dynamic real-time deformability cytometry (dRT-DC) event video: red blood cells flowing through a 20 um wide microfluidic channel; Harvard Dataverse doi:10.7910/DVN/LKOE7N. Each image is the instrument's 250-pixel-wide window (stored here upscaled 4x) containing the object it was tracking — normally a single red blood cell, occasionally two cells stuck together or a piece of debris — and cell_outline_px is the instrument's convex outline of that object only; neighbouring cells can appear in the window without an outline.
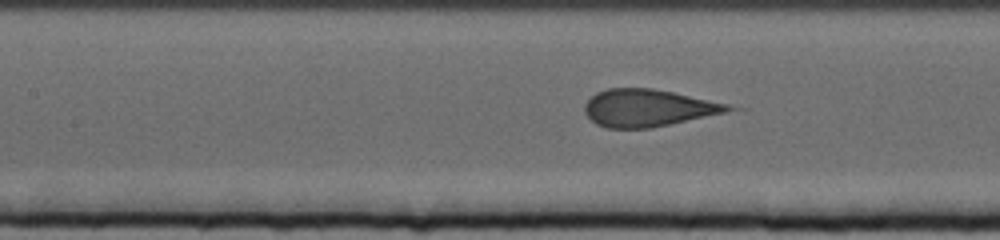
{"species": "human", "species_latin": "Homo sapiens", "temperature_condition": "cold", "stored_images_in_passage": 16, "camera_frame_rate_fps": 3000, "um_per_image_px": 0.085, "donor": {"sex": "female"}, "frame": {"image": 1, "passage_image": 8, "time_ms": 2.333, "image_size_px": [1000, 240], "cell_outline_px": [[748, 108], [652, 128], [608, 128], [596, 124], [584, 112], [584, 104], [596, 92], [608, 88], [652, 88], [672, 92]], "centroid_in_image_um": [55.17, 9.18], "position_along_channel_um": 152.2, "area_um2": 31.5}}
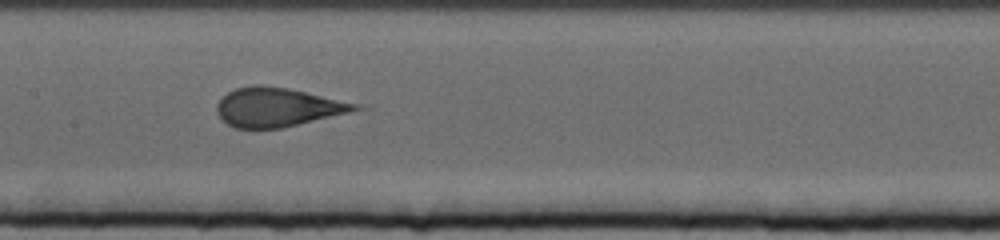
{"frame": {"image": 2, "passage_image": 11, "time_ms": 3.333, "image_size_px": [1000, 240], "cell_outline_px": [[372, 108], [280, 128], [236, 128], [220, 120], [216, 112], [216, 104], [228, 92], [236, 88], [256, 84], [288, 88], [356, 104]], "centroid_in_image_um": [23.6, 9.12], "position_along_channel_um": 183.8, "area_um2": 31.39}}
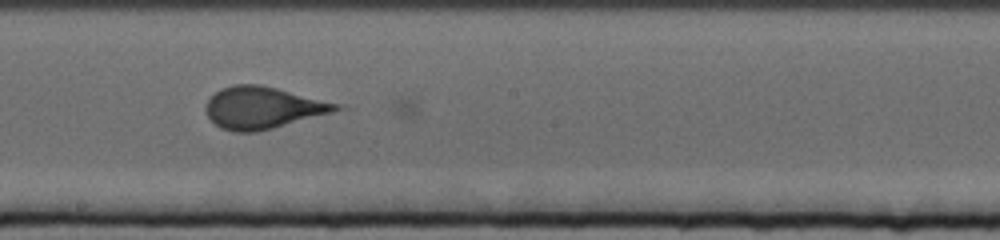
{"frame": {"image": 3, "passage_image": 15, "time_ms": 4.667, "image_size_px": [1000, 240], "cell_outline_px": [[348, 108], [272, 128], [256, 132], [236, 132], [220, 128], [208, 116], [204, 108], [204, 104], [220, 88], [236, 84], [260, 84], [340, 104]], "centroid_in_image_um": [22.33, 9.15], "position_along_channel_um": 225.9, "area_um2": 31.67}}